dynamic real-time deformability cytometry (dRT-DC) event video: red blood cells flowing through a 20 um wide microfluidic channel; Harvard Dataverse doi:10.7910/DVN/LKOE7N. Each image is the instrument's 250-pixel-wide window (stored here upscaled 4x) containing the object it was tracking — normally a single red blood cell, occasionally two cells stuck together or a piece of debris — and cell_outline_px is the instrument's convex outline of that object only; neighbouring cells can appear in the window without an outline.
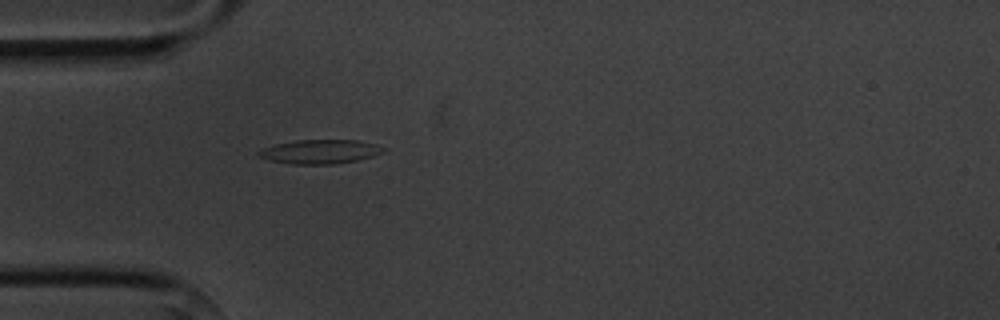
{"species": "common noctule bat (a hibernating species)", "species_latin": "Nyctalus noctula", "temperature_condition": "cold", "stored_images_in_passage": 1, "camera_frame_rate_fps": 3000, "um_per_image_px": 0.085, "animal": {"sex": "male", "body_mass_g": 20.1, "forearm_length_mm": 53.5}, "frame": {"image": 1, "passage_image": 1, "time_ms": 0.0, "image_size_px": [1000, 320], "cell_outline_px": [[388, 148], [384, 152], [372, 156], [356, 160], [336, 164], [292, 164], [268, 160], [256, 156], [256, 152], [264, 148], [276, 144], [296, 140], [356, 140], [376, 144]], "centroid_in_image_um": [27.2, 12.89], "position_along_channel_um": 57.8, "area_um2": 17.57}}